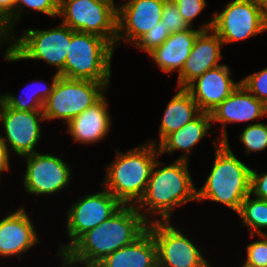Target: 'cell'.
<instances>
[{
  "label": "cell",
  "instance_id": "obj_9",
  "mask_svg": "<svg viewBox=\"0 0 267 267\" xmlns=\"http://www.w3.org/2000/svg\"><path fill=\"white\" fill-rule=\"evenodd\" d=\"M122 204L106 189L77 197L66 210L65 227L69 242L59 243L61 257L84 233L112 216Z\"/></svg>",
  "mask_w": 267,
  "mask_h": 267
},
{
  "label": "cell",
  "instance_id": "obj_32",
  "mask_svg": "<svg viewBox=\"0 0 267 267\" xmlns=\"http://www.w3.org/2000/svg\"><path fill=\"white\" fill-rule=\"evenodd\" d=\"M174 2L178 9L179 13L182 15L184 20L193 27L195 23L194 20L197 16H200L201 12L206 8V0H171Z\"/></svg>",
  "mask_w": 267,
  "mask_h": 267
},
{
  "label": "cell",
  "instance_id": "obj_23",
  "mask_svg": "<svg viewBox=\"0 0 267 267\" xmlns=\"http://www.w3.org/2000/svg\"><path fill=\"white\" fill-rule=\"evenodd\" d=\"M176 89L178 91L169 100L161 118L159 142L154 139H148L146 142L158 145L167 135L182 128L202 113L193 97L184 88Z\"/></svg>",
  "mask_w": 267,
  "mask_h": 267
},
{
  "label": "cell",
  "instance_id": "obj_5",
  "mask_svg": "<svg viewBox=\"0 0 267 267\" xmlns=\"http://www.w3.org/2000/svg\"><path fill=\"white\" fill-rule=\"evenodd\" d=\"M115 47L101 36L73 31L60 76L110 83Z\"/></svg>",
  "mask_w": 267,
  "mask_h": 267
},
{
  "label": "cell",
  "instance_id": "obj_4",
  "mask_svg": "<svg viewBox=\"0 0 267 267\" xmlns=\"http://www.w3.org/2000/svg\"><path fill=\"white\" fill-rule=\"evenodd\" d=\"M113 161L105 166L101 185L122 205H136L143 197L153 165L160 157L158 146L145 143L126 152L115 149Z\"/></svg>",
  "mask_w": 267,
  "mask_h": 267
},
{
  "label": "cell",
  "instance_id": "obj_8",
  "mask_svg": "<svg viewBox=\"0 0 267 267\" xmlns=\"http://www.w3.org/2000/svg\"><path fill=\"white\" fill-rule=\"evenodd\" d=\"M58 17L73 31L105 38L115 47L117 5L111 0H60Z\"/></svg>",
  "mask_w": 267,
  "mask_h": 267
},
{
  "label": "cell",
  "instance_id": "obj_15",
  "mask_svg": "<svg viewBox=\"0 0 267 267\" xmlns=\"http://www.w3.org/2000/svg\"><path fill=\"white\" fill-rule=\"evenodd\" d=\"M213 123H219L221 133L217 136L220 142L228 141L227 124L248 123L247 125L259 123L257 120L267 116V106L252 95L242 83L211 112ZM256 121L251 123L250 121Z\"/></svg>",
  "mask_w": 267,
  "mask_h": 267
},
{
  "label": "cell",
  "instance_id": "obj_39",
  "mask_svg": "<svg viewBox=\"0 0 267 267\" xmlns=\"http://www.w3.org/2000/svg\"><path fill=\"white\" fill-rule=\"evenodd\" d=\"M3 45L0 43V49H2L1 47H2ZM1 51H3V50H0V54H1Z\"/></svg>",
  "mask_w": 267,
  "mask_h": 267
},
{
  "label": "cell",
  "instance_id": "obj_1",
  "mask_svg": "<svg viewBox=\"0 0 267 267\" xmlns=\"http://www.w3.org/2000/svg\"><path fill=\"white\" fill-rule=\"evenodd\" d=\"M148 224L135 205H122L103 223L84 233L60 257V267H95L106 256L134 243L147 231Z\"/></svg>",
  "mask_w": 267,
  "mask_h": 267
},
{
  "label": "cell",
  "instance_id": "obj_11",
  "mask_svg": "<svg viewBox=\"0 0 267 267\" xmlns=\"http://www.w3.org/2000/svg\"><path fill=\"white\" fill-rule=\"evenodd\" d=\"M43 122H45V117L42 110H15L0 98V124L3 129L0 140L9 155L12 152L22 158L37 153L36 146L42 137Z\"/></svg>",
  "mask_w": 267,
  "mask_h": 267
},
{
  "label": "cell",
  "instance_id": "obj_28",
  "mask_svg": "<svg viewBox=\"0 0 267 267\" xmlns=\"http://www.w3.org/2000/svg\"><path fill=\"white\" fill-rule=\"evenodd\" d=\"M251 239H257L246 246L241 267H267V239L264 235H250Z\"/></svg>",
  "mask_w": 267,
  "mask_h": 267
},
{
  "label": "cell",
  "instance_id": "obj_10",
  "mask_svg": "<svg viewBox=\"0 0 267 267\" xmlns=\"http://www.w3.org/2000/svg\"><path fill=\"white\" fill-rule=\"evenodd\" d=\"M147 230L157 246L158 267H213L200 245L171 221L149 223Z\"/></svg>",
  "mask_w": 267,
  "mask_h": 267
},
{
  "label": "cell",
  "instance_id": "obj_24",
  "mask_svg": "<svg viewBox=\"0 0 267 267\" xmlns=\"http://www.w3.org/2000/svg\"><path fill=\"white\" fill-rule=\"evenodd\" d=\"M59 74H55L51 78V83L34 80L27 84L22 95H14L11 92L0 93V98L11 108L19 111H37L42 110L45 100L52 93L53 88L59 78ZM26 96V97H25Z\"/></svg>",
  "mask_w": 267,
  "mask_h": 267
},
{
  "label": "cell",
  "instance_id": "obj_20",
  "mask_svg": "<svg viewBox=\"0 0 267 267\" xmlns=\"http://www.w3.org/2000/svg\"><path fill=\"white\" fill-rule=\"evenodd\" d=\"M213 25V13L211 20L202 22L199 28L191 27L190 29L172 33L161 46L157 47L150 56L156 66L170 75L177 71L179 74L189 56L197 36L206 30H210Z\"/></svg>",
  "mask_w": 267,
  "mask_h": 267
},
{
  "label": "cell",
  "instance_id": "obj_36",
  "mask_svg": "<svg viewBox=\"0 0 267 267\" xmlns=\"http://www.w3.org/2000/svg\"><path fill=\"white\" fill-rule=\"evenodd\" d=\"M11 155H9L7 149L5 148V145L0 140V170H10V158Z\"/></svg>",
  "mask_w": 267,
  "mask_h": 267
},
{
  "label": "cell",
  "instance_id": "obj_2",
  "mask_svg": "<svg viewBox=\"0 0 267 267\" xmlns=\"http://www.w3.org/2000/svg\"><path fill=\"white\" fill-rule=\"evenodd\" d=\"M189 162L175 159L166 165L157 158L145 193L135 205L148 223L170 222L175 208L190 201L197 202V187L191 177Z\"/></svg>",
  "mask_w": 267,
  "mask_h": 267
},
{
  "label": "cell",
  "instance_id": "obj_17",
  "mask_svg": "<svg viewBox=\"0 0 267 267\" xmlns=\"http://www.w3.org/2000/svg\"><path fill=\"white\" fill-rule=\"evenodd\" d=\"M231 71L228 65L221 64L194 79L184 89L202 112L210 113L240 85L241 80L232 78Z\"/></svg>",
  "mask_w": 267,
  "mask_h": 267
},
{
  "label": "cell",
  "instance_id": "obj_12",
  "mask_svg": "<svg viewBox=\"0 0 267 267\" xmlns=\"http://www.w3.org/2000/svg\"><path fill=\"white\" fill-rule=\"evenodd\" d=\"M211 29L224 46L262 34L267 26L263 23L258 0H232L222 11L213 12Z\"/></svg>",
  "mask_w": 267,
  "mask_h": 267
},
{
  "label": "cell",
  "instance_id": "obj_37",
  "mask_svg": "<svg viewBox=\"0 0 267 267\" xmlns=\"http://www.w3.org/2000/svg\"><path fill=\"white\" fill-rule=\"evenodd\" d=\"M263 23L267 26V0H258Z\"/></svg>",
  "mask_w": 267,
  "mask_h": 267
},
{
  "label": "cell",
  "instance_id": "obj_35",
  "mask_svg": "<svg viewBox=\"0 0 267 267\" xmlns=\"http://www.w3.org/2000/svg\"><path fill=\"white\" fill-rule=\"evenodd\" d=\"M15 33L9 25V22L0 14V43L8 47L13 43ZM12 38V39H11Z\"/></svg>",
  "mask_w": 267,
  "mask_h": 267
},
{
  "label": "cell",
  "instance_id": "obj_38",
  "mask_svg": "<svg viewBox=\"0 0 267 267\" xmlns=\"http://www.w3.org/2000/svg\"><path fill=\"white\" fill-rule=\"evenodd\" d=\"M2 172H3V173H4V172H7V173H8V172H10V170H0V179H1V177H2L1 175L3 174Z\"/></svg>",
  "mask_w": 267,
  "mask_h": 267
},
{
  "label": "cell",
  "instance_id": "obj_16",
  "mask_svg": "<svg viewBox=\"0 0 267 267\" xmlns=\"http://www.w3.org/2000/svg\"><path fill=\"white\" fill-rule=\"evenodd\" d=\"M26 211L22 204L0 219V259L17 257L21 260L23 254L40 242L35 223Z\"/></svg>",
  "mask_w": 267,
  "mask_h": 267
},
{
  "label": "cell",
  "instance_id": "obj_29",
  "mask_svg": "<svg viewBox=\"0 0 267 267\" xmlns=\"http://www.w3.org/2000/svg\"><path fill=\"white\" fill-rule=\"evenodd\" d=\"M170 35L169 30L159 22L154 28L144 33L132 46L137 48L139 52L143 51L149 55L161 46Z\"/></svg>",
  "mask_w": 267,
  "mask_h": 267
},
{
  "label": "cell",
  "instance_id": "obj_30",
  "mask_svg": "<svg viewBox=\"0 0 267 267\" xmlns=\"http://www.w3.org/2000/svg\"><path fill=\"white\" fill-rule=\"evenodd\" d=\"M243 86L267 106V67L241 79Z\"/></svg>",
  "mask_w": 267,
  "mask_h": 267
},
{
  "label": "cell",
  "instance_id": "obj_34",
  "mask_svg": "<svg viewBox=\"0 0 267 267\" xmlns=\"http://www.w3.org/2000/svg\"><path fill=\"white\" fill-rule=\"evenodd\" d=\"M0 14L9 22L10 27L15 31V0H0Z\"/></svg>",
  "mask_w": 267,
  "mask_h": 267
},
{
  "label": "cell",
  "instance_id": "obj_33",
  "mask_svg": "<svg viewBox=\"0 0 267 267\" xmlns=\"http://www.w3.org/2000/svg\"><path fill=\"white\" fill-rule=\"evenodd\" d=\"M250 194L267 201V172L260 174L256 169H251Z\"/></svg>",
  "mask_w": 267,
  "mask_h": 267
},
{
  "label": "cell",
  "instance_id": "obj_22",
  "mask_svg": "<svg viewBox=\"0 0 267 267\" xmlns=\"http://www.w3.org/2000/svg\"><path fill=\"white\" fill-rule=\"evenodd\" d=\"M95 267H158L157 246L147 230L134 243L106 256Z\"/></svg>",
  "mask_w": 267,
  "mask_h": 267
},
{
  "label": "cell",
  "instance_id": "obj_31",
  "mask_svg": "<svg viewBox=\"0 0 267 267\" xmlns=\"http://www.w3.org/2000/svg\"><path fill=\"white\" fill-rule=\"evenodd\" d=\"M160 22L165 26V28L169 30L171 34L191 28V26L184 20L182 15L179 13L177 5L171 0H167L165 2Z\"/></svg>",
  "mask_w": 267,
  "mask_h": 267
},
{
  "label": "cell",
  "instance_id": "obj_13",
  "mask_svg": "<svg viewBox=\"0 0 267 267\" xmlns=\"http://www.w3.org/2000/svg\"><path fill=\"white\" fill-rule=\"evenodd\" d=\"M62 156L37 152L22 157L26 169L21 184L27 194L44 197L67 188L72 180V169Z\"/></svg>",
  "mask_w": 267,
  "mask_h": 267
},
{
  "label": "cell",
  "instance_id": "obj_14",
  "mask_svg": "<svg viewBox=\"0 0 267 267\" xmlns=\"http://www.w3.org/2000/svg\"><path fill=\"white\" fill-rule=\"evenodd\" d=\"M167 0H128L117 5V36L119 44L133 45L144 33L154 28L162 18Z\"/></svg>",
  "mask_w": 267,
  "mask_h": 267
},
{
  "label": "cell",
  "instance_id": "obj_18",
  "mask_svg": "<svg viewBox=\"0 0 267 267\" xmlns=\"http://www.w3.org/2000/svg\"><path fill=\"white\" fill-rule=\"evenodd\" d=\"M105 93L96 103L85 109L81 114L66 124V132L74 143L97 144L104 141L112 127V114Z\"/></svg>",
  "mask_w": 267,
  "mask_h": 267
},
{
  "label": "cell",
  "instance_id": "obj_26",
  "mask_svg": "<svg viewBox=\"0 0 267 267\" xmlns=\"http://www.w3.org/2000/svg\"><path fill=\"white\" fill-rule=\"evenodd\" d=\"M239 141L245 148V154L257 153L267 148V123L259 122L246 125L241 131Z\"/></svg>",
  "mask_w": 267,
  "mask_h": 267
},
{
  "label": "cell",
  "instance_id": "obj_19",
  "mask_svg": "<svg viewBox=\"0 0 267 267\" xmlns=\"http://www.w3.org/2000/svg\"><path fill=\"white\" fill-rule=\"evenodd\" d=\"M222 40L212 30L202 31L196 38L182 71L177 76V88H185L190 82L209 69L219 65L223 55Z\"/></svg>",
  "mask_w": 267,
  "mask_h": 267
},
{
  "label": "cell",
  "instance_id": "obj_3",
  "mask_svg": "<svg viewBox=\"0 0 267 267\" xmlns=\"http://www.w3.org/2000/svg\"><path fill=\"white\" fill-rule=\"evenodd\" d=\"M213 145L214 162L204 184L197 188V202L210 200L237 213L250 194L252 168L236 157L228 141L216 137Z\"/></svg>",
  "mask_w": 267,
  "mask_h": 267
},
{
  "label": "cell",
  "instance_id": "obj_7",
  "mask_svg": "<svg viewBox=\"0 0 267 267\" xmlns=\"http://www.w3.org/2000/svg\"><path fill=\"white\" fill-rule=\"evenodd\" d=\"M110 83L59 76L52 93L45 100V121L63 120L67 124L96 103L110 88Z\"/></svg>",
  "mask_w": 267,
  "mask_h": 267
},
{
  "label": "cell",
  "instance_id": "obj_25",
  "mask_svg": "<svg viewBox=\"0 0 267 267\" xmlns=\"http://www.w3.org/2000/svg\"><path fill=\"white\" fill-rule=\"evenodd\" d=\"M237 215L250 235H264L267 232V201L264 199L249 194L241 203Z\"/></svg>",
  "mask_w": 267,
  "mask_h": 267
},
{
  "label": "cell",
  "instance_id": "obj_27",
  "mask_svg": "<svg viewBox=\"0 0 267 267\" xmlns=\"http://www.w3.org/2000/svg\"><path fill=\"white\" fill-rule=\"evenodd\" d=\"M59 2L60 0H15V27L16 23H19L23 16L25 8L30 11L39 12L45 14L51 18H55L59 14Z\"/></svg>",
  "mask_w": 267,
  "mask_h": 267
},
{
  "label": "cell",
  "instance_id": "obj_21",
  "mask_svg": "<svg viewBox=\"0 0 267 267\" xmlns=\"http://www.w3.org/2000/svg\"><path fill=\"white\" fill-rule=\"evenodd\" d=\"M212 129L211 115L207 112H202L197 118L189 123H186L182 128L167 135L157 146L160 157L165 153L174 154L177 150H181V155L177 160L189 161L194 146L206 136L208 131Z\"/></svg>",
  "mask_w": 267,
  "mask_h": 267
},
{
  "label": "cell",
  "instance_id": "obj_6",
  "mask_svg": "<svg viewBox=\"0 0 267 267\" xmlns=\"http://www.w3.org/2000/svg\"><path fill=\"white\" fill-rule=\"evenodd\" d=\"M58 24L50 29L24 28L20 36L16 32L13 43L2 52L3 59L6 62L44 61L54 66L59 74L65 66L71 29L61 22Z\"/></svg>",
  "mask_w": 267,
  "mask_h": 267
}]
</instances>
